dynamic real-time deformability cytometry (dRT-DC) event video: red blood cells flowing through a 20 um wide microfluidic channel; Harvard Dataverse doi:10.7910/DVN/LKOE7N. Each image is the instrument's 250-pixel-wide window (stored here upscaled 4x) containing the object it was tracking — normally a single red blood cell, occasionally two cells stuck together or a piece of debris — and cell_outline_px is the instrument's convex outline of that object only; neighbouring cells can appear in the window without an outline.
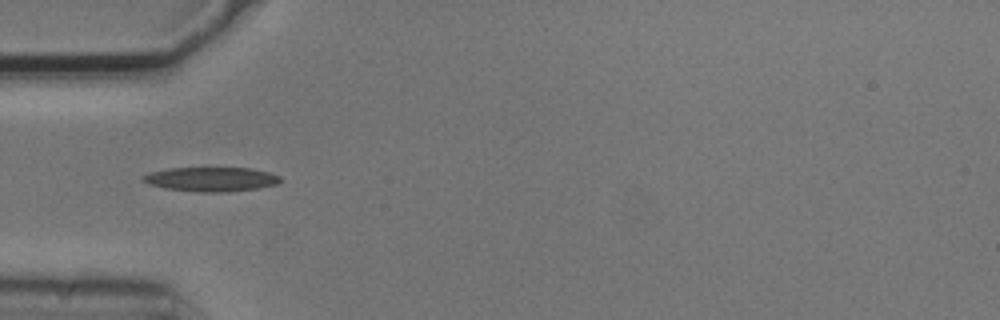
{"species": "common noctule bat (a hibernating species)", "species_latin": "Nyctalus noctula", "temperature_condition": "cold", "stored_images_in_passage": 6, "camera_frame_rate_fps": 3000, "um_per_image_px": 0.085, "animal": {"sex": "male", "body_mass_g": 20.5, "forearm_length_mm": 52.5}, "frame": {"image": 1, "passage_image": 5, "time_ms": 1.333, "image_size_px": [1000, 320], "cell_outline_px": [[280, 180], [276, 184], [256, 188], [228, 192], [200, 192], [164, 188], [148, 184], [140, 180], [140, 176], [148, 172], [168, 168], [252, 168], [268, 172], [280, 176]], "centroid_in_image_um": [17.86, 15.23], "position_along_channel_um": 67.1, "area_um2": 19.54}}